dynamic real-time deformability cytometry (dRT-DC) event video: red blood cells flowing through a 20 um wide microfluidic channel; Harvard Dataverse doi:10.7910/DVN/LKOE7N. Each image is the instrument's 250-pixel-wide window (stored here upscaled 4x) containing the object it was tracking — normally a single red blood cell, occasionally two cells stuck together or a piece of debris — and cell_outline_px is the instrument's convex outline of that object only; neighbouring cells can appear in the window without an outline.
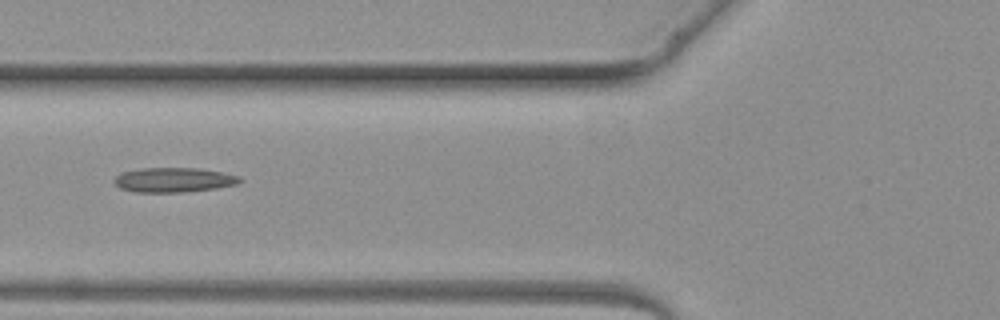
{"species": "common noctule bat (a hibernating species)", "species_latin": "Nyctalus noctula", "temperature_condition": "warm", "stored_images_in_passage": 5, "camera_frame_rate_fps": 3000, "um_per_image_px": 0.085, "animal": {"sex": "female", "body_mass_g": 19.3, "forearm_length_mm": 54.1}, "frame": {"image": 1, "passage_image": 5, "time_ms": 5.667, "image_size_px": [1000, 320], "cell_outline_px": [[244, 180], [236, 184], [216, 188], [184, 192], [136, 192], [120, 188], [112, 180], [120, 172], [144, 168], [200, 168], [240, 176]], "centroid_in_image_um": [14.76, 15.29], "position_along_channel_um": 111.0, "area_um2": 18.03}}